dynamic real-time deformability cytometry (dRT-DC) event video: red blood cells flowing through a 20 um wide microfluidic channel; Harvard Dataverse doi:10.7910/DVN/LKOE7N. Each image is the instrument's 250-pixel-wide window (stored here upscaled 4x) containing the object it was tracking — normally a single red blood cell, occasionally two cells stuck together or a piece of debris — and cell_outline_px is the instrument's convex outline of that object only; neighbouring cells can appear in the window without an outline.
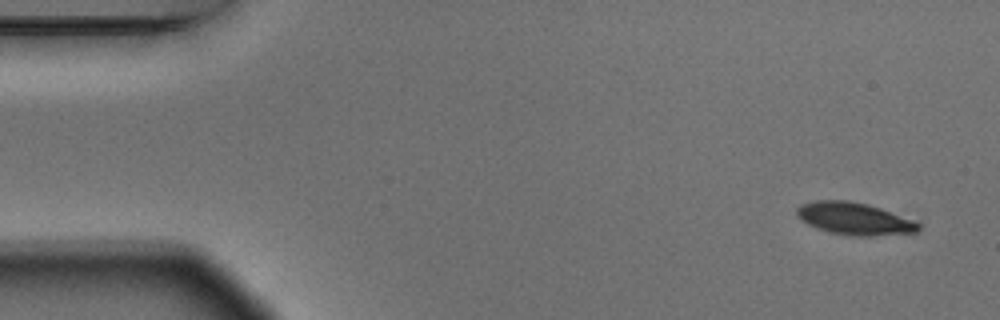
{"species": "Egyptian fruit bat (a non-hibernating species)", "species_latin": "Rousettus aegyptiacus", "temperature_condition": "warm", "stored_images_in_passage": 9, "camera_frame_rate_fps": 3000, "um_per_image_px": 0.085, "animal": {"sex": "male"}, "frame": {"image": 1, "passage_image": 1, "time_ms": 0.0, "image_size_px": [1000, 320], "cell_outline_px": [[920, 228], [916, 232], [872, 236], [856, 236], [832, 232], [816, 228], [800, 220], [796, 216], [796, 208], [800, 204], [816, 200], [848, 200], [868, 204], [880, 208], [912, 220], [920, 224]], "centroid_in_image_um": [72.57, 18.57], "position_along_channel_um": 12.4, "area_um2": 22.77}}
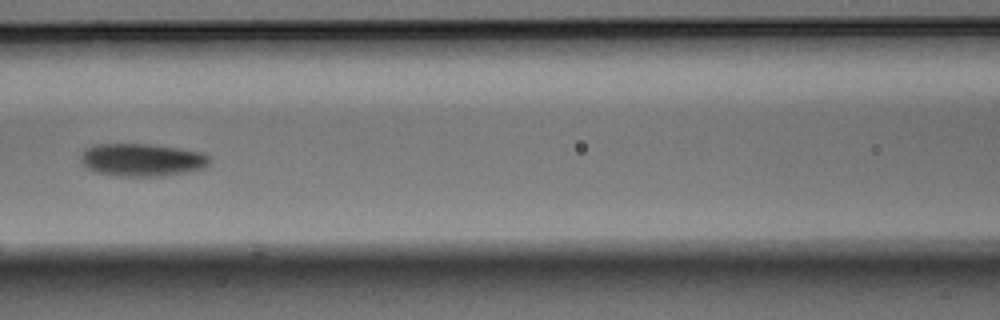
{"frame": {"image": 2, "passage_image": 6, "time_ms": 1.667, "image_size_px": [1000, 320], "cell_outline_px": [[212, 160], [204, 168], [164, 176], [120, 176], [96, 172], [88, 168], [80, 160], [80, 152], [84, 148], [96, 144], [148, 144], [204, 152], [212, 156]], "centroid_in_image_um": [12.08, 13.58], "position_along_channel_um": 154.5, "area_um2": 24.74}}
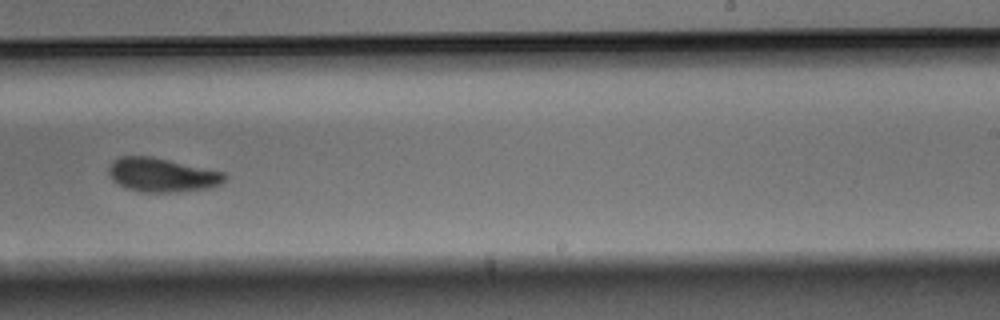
{"frame": {"image": 3, "passage_image": 9, "time_ms": 2.667, "image_size_px": [1000, 320], "cell_outline_px": [[228, 176], [220, 184], [212, 188], [180, 192], [140, 192], [124, 188], [112, 180], [108, 172], [108, 168], [112, 160], [120, 156], [148, 156], [168, 160], [224, 172]], "centroid_in_image_um": [13.75, 14.88], "position_along_channel_um": 275.3, "area_um2": 23.12}}